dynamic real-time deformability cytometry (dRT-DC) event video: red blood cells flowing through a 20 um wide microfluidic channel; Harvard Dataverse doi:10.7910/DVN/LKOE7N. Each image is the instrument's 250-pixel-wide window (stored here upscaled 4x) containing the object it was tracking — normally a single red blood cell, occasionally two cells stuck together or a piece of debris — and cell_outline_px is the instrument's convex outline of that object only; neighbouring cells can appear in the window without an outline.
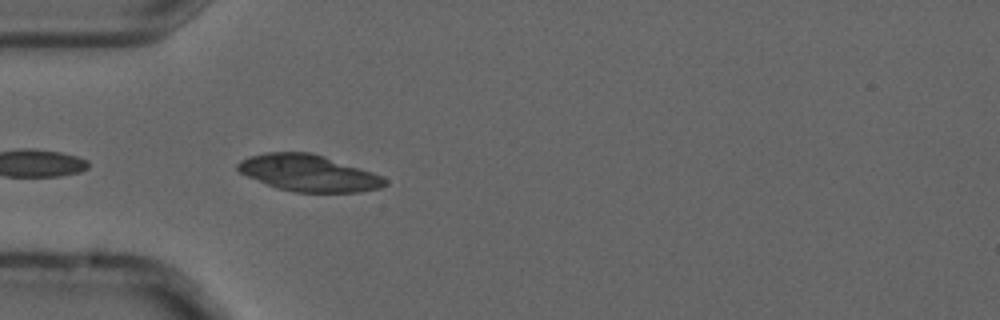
{"species": "common noctule bat (a hibernating species)", "species_latin": "Nyctalus noctula", "temperature_condition": "cold", "stored_images_in_passage": 4, "camera_frame_rate_fps": 3000, "um_per_image_px": 0.085, "animal": {"sex": "male", "forearm_length_mm": 52.5}, "frame": {"image": 1, "passage_image": 4, "time_ms": 1.0, "image_size_px": [1000, 320], "cell_outline_px": [[388, 184], [380, 188], [360, 192], [292, 192], [276, 188], [248, 176], [240, 172], [236, 168], [236, 164], [240, 160], [248, 156], [264, 152], [312, 152], [372, 172], [388, 180]], "centroid_in_image_um": [26.21, 14.71], "position_along_channel_um": 58.8, "area_um2": 31.39}}